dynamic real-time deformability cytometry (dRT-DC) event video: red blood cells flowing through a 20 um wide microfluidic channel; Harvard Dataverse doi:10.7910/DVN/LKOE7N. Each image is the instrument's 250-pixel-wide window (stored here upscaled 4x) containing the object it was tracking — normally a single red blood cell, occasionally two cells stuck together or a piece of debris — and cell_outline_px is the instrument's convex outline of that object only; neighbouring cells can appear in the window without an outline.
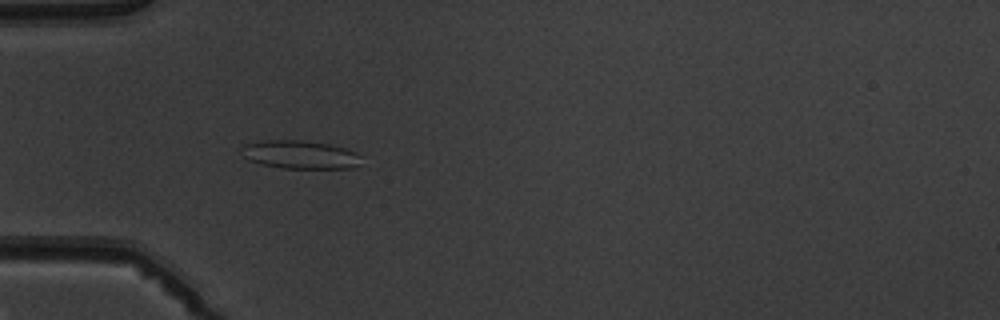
{"species": "common noctule bat (a hibernating species)", "species_latin": "Nyctalus noctula", "temperature_condition": "warm", "stored_images_in_passage": 7, "camera_frame_rate_fps": 3000, "um_per_image_px": 0.085, "animal": {"sex": "male", "body_mass_g": 19.5, "forearm_length_mm": 54.6}, "frame": {"image": 1, "passage_image": 4, "time_ms": 4.333, "image_size_px": [1000, 320], "cell_outline_px": [[360, 164], [352, 168], [284, 168], [264, 164], [248, 160], [244, 156], [240, 148], [244, 144], [264, 140], [300, 140], [328, 144], [344, 148], [356, 152], [360, 156]], "centroid_in_image_um": [25.5, 13.14], "position_along_channel_um": 59.5, "area_um2": 19.59}}
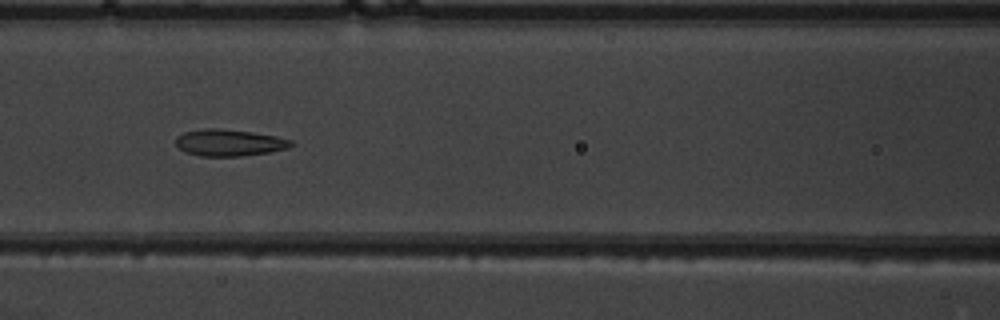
{"frame": {"image": 2, "passage_image": 6, "time_ms": 6.667, "image_size_px": [1000, 320], "cell_outline_px": [[296, 144], [288, 148], [268, 152], [240, 156], [200, 156], [184, 152], [176, 144], [176, 136], [184, 132], [204, 128], [216, 128], [252, 132], [276, 136], [292, 140]], "centroid_in_image_um": [19.48, 12.12], "position_along_channel_um": 147.1, "area_um2": 17.98}}
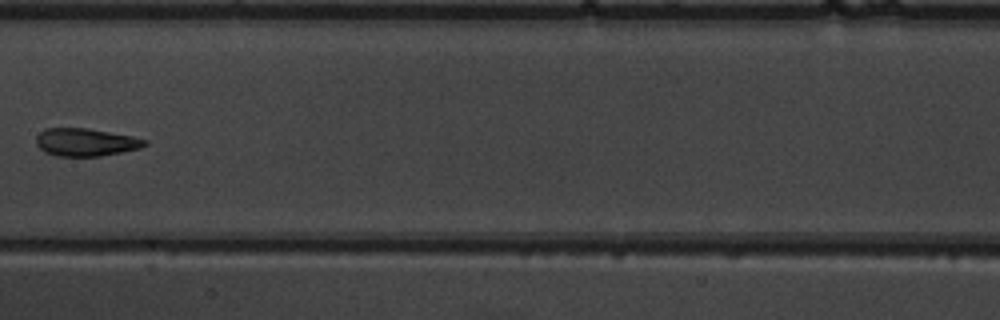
{"frame": {"image": 3, "passage_image": 7, "time_ms": 8.0, "image_size_px": [1000, 320], "cell_outline_px": [[148, 144], [140, 148], [100, 156], [56, 156], [44, 152], [36, 144], [36, 136], [40, 132], [48, 128], [88, 128], [132, 136], [148, 140]], "centroid_in_image_um": [7.28, 12.09], "position_along_channel_um": 200.1, "area_um2": 17.57}}